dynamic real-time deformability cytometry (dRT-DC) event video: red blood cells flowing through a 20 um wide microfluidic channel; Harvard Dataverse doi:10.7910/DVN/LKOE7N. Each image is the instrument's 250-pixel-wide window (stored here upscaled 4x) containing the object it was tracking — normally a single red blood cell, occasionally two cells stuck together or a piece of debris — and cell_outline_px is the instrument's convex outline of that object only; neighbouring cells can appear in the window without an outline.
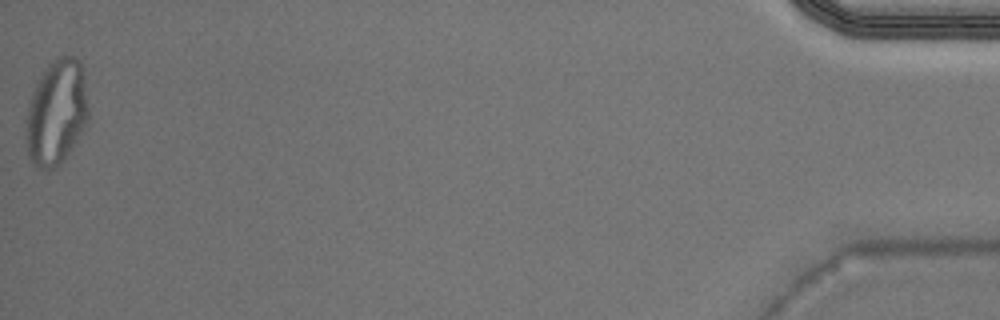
{"species": "Egyptian fruit bat (a non-hibernating species)", "species_latin": "Rousettus aegyptiacus", "temperature_condition": "warm", "stored_images_in_passage": 30, "camera_frame_rate_fps": 3000, "um_per_image_px": 0.085, "animal": {"sex": "male"}, "frame": {"image": 1, "passage_image": 30, "time_ms": 9.667, "image_size_px": [1000, 320], "cell_outline_px": [[88, 116], [80, 132], [64, 160], [60, 164], [52, 168], [36, 168], [28, 156], [24, 136], [28, 104], [32, 92], [36, 84], [48, 64], [56, 56], [72, 56], [80, 64], [84, 76], [88, 108]], "centroid_in_image_um": [4.75, 9.56], "position_along_channel_um": 430.4, "area_um2": 37.97}}